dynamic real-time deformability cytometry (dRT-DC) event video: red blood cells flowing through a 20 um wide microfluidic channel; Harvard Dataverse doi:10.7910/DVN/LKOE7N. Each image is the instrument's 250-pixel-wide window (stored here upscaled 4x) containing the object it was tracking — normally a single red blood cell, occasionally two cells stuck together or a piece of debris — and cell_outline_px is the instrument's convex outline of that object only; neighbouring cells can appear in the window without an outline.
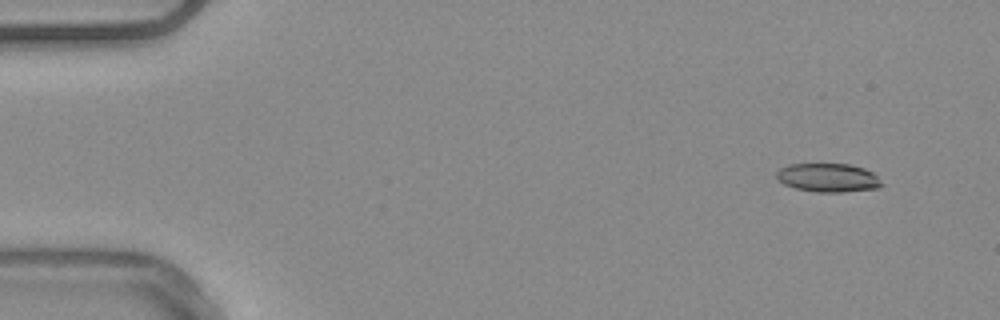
{"species": "common noctule bat (a hibernating species)", "species_latin": "Nyctalus noctula", "temperature_condition": "warm", "stored_images_in_passage": 11, "camera_frame_rate_fps": 3000, "um_per_image_px": 0.085, "animal": {"sex": "male", "body_mass_g": 20.4}, "frame": {"image": 1, "passage_image": 11, "time_ms": 3.333, "image_size_px": [1000, 320], "cell_outline_px": [[884, 184], [880, 188], [844, 192], [816, 192], [796, 188], [784, 184], [776, 176], [776, 172], [780, 168], [788, 164], [848, 164], [864, 168], [872, 172]], "centroid_in_image_um": [70.41, 15.11], "position_along_channel_um": 14.6, "area_um2": 17.57}}